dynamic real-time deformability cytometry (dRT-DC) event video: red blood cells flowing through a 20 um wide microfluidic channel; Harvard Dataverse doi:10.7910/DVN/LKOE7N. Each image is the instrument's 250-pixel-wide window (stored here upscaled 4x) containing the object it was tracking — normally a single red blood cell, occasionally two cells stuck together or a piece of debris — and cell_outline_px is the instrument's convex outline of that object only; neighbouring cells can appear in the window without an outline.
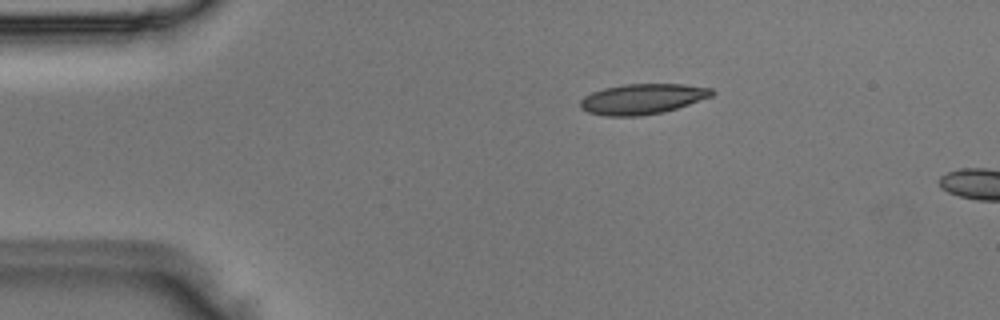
{"species": "Egyptian fruit bat (a non-hibernating species)", "species_latin": "Rousettus aegyptiacus", "temperature_condition": "room temperature", "stored_images_in_passage": 3, "camera_frame_rate_fps": 3000, "um_per_image_px": 0.085, "animal": {"sex": "male"}, "frame": {"image": 1, "passage_image": 2, "time_ms": 0.333, "image_size_px": [1000, 320], "cell_outline_px": [[716, 92], [712, 96], [664, 112], [640, 116], [604, 116], [588, 112], [580, 108], [580, 100], [584, 96], [592, 92], [604, 88], [624, 84], [684, 84], [712, 88]], "centroid_in_image_um": [54.59, 8.41], "position_along_channel_um": 30.4, "area_um2": 23.35}}